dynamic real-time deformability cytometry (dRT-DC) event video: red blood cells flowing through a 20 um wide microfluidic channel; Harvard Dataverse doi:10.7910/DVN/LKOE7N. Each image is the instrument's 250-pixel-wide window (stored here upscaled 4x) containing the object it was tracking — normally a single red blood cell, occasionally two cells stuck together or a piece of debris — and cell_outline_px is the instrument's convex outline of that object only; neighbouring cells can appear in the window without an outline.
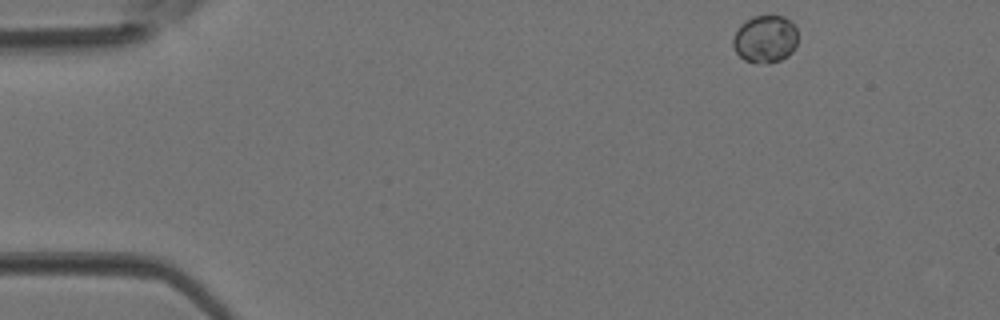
{"species": "Egyptian fruit bat (a non-hibernating species)", "species_latin": "Rousettus aegyptiacus", "temperature_condition": "room temperature", "stored_images_in_passage": 3, "camera_frame_rate_fps": 3000, "um_per_image_px": 0.085, "animal": {"sex": "female"}, "frame": {"image": 1, "passage_image": 1, "time_ms": 0.0, "image_size_px": [1000, 320], "cell_outline_px": [[796, 44], [792, 52], [788, 56], [780, 60], [768, 64], [756, 64], [744, 60], [736, 52], [732, 44], [732, 40], [740, 24], [752, 16], [784, 16], [792, 20], [796, 28]], "centroid_in_image_um": [65.04, 3.33], "position_along_channel_um": 20.0, "area_um2": 18.21}}
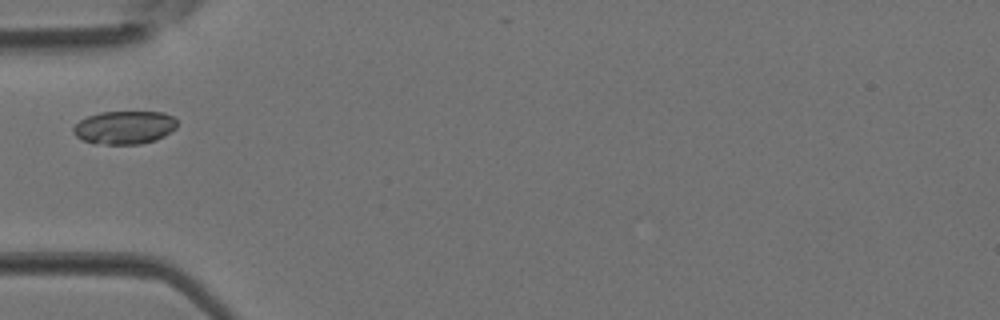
{"frame": {"image": 2, "passage_image": 3, "time_ms": 0.667, "image_size_px": [1000, 320], "cell_outline_px": [[176, 128], [164, 136], [156, 140], [140, 144], [92, 144], [76, 136], [72, 132], [72, 128], [80, 120], [88, 116], [100, 112], [160, 112], [172, 116], [176, 120]], "centroid_in_image_um": [10.56, 10.84], "position_along_channel_um": 74.4, "area_um2": 20.11}}